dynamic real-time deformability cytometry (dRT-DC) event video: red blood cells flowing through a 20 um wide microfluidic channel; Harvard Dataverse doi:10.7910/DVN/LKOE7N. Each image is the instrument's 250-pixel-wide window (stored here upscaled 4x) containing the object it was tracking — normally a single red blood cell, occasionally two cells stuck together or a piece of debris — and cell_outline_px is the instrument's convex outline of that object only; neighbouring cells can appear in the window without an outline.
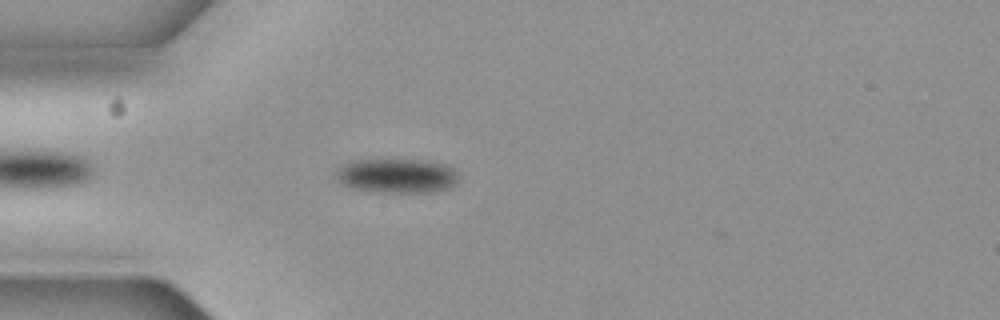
{"species": "common noctule bat (a hibernating species)", "species_latin": "Nyctalus noctula", "temperature_condition": "cold", "stored_images_in_passage": 4, "camera_frame_rate_fps": 3000, "um_per_image_px": 0.085, "animal": {"sex": "female", "body_mass_g": 19.3, "forearm_length_mm": 54.1}, "frame": {"image": 1, "passage_image": 4, "time_ms": 1.0, "image_size_px": [1000, 320], "cell_outline_px": [[460, 184], [452, 188], [432, 192], [368, 192], [352, 188], [336, 180], [332, 176], [336, 168], [340, 164], [352, 160], [428, 160], [444, 164], [452, 168], [460, 176]], "centroid_in_image_um": [33.72, 14.95], "position_along_channel_um": 51.3, "area_um2": 25.43}}